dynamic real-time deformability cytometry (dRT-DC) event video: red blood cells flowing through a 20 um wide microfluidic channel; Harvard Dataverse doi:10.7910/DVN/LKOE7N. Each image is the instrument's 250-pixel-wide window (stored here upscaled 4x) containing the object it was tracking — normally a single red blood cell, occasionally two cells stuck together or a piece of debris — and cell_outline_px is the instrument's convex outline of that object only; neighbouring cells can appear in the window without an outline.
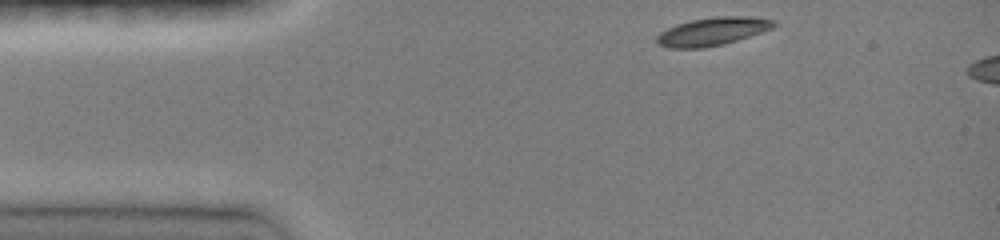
{"species": "common noctule bat (a hibernating species)", "species_latin": "Nyctalus noctula", "temperature_condition": "room temperature", "stored_images_in_passage": 5, "camera_frame_rate_fps": 3000, "um_per_image_px": 0.085, "animal": {"sex": "female", "body_mass_g": 19.0, "forearm_length_mm": 51.5}, "frame": {"image": 1, "passage_image": 1, "time_ms": 0.0, "image_size_px": [1000, 240], "cell_outline_px": [[776, 24], [772, 28], [724, 44], [704, 48], [668, 48], [656, 44], [656, 36], [660, 32], [676, 24], [692, 20], [716, 16], [752, 16], [776, 20]], "centroid_in_image_um": [60.53, 2.67], "position_along_channel_um": 24.5, "area_um2": 19.19}}